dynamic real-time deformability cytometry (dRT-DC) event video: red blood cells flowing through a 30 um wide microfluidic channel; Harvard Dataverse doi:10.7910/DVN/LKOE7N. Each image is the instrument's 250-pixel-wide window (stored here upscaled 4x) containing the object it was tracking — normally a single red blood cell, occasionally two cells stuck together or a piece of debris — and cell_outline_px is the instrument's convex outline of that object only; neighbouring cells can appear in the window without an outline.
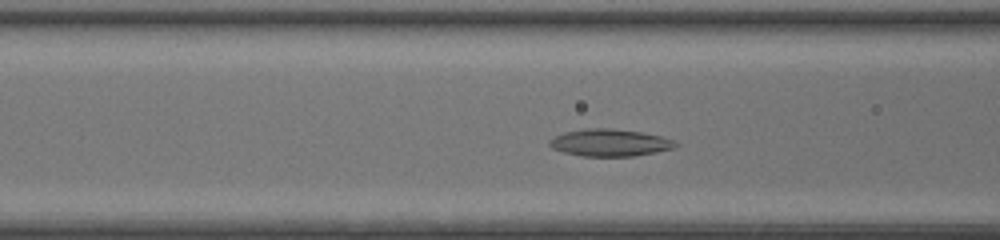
{"species": "common noctule bat (a hibernating species)", "species_latin": "Nyctalus noctula", "temperature_condition": "room temperature", "stored_images_in_passage": 40, "camera_frame_rate_fps": 3000, "um_per_image_px": 0.085, "animal": {"sex": "female", "body_mass_g": 20.0, "forearm_length_mm": 54.0}, "frame": {"image": 1, "passage_image": 12, "time_ms": 3.667, "image_size_px": [1000, 240], "cell_outline_px": [[680, 144], [672, 148], [656, 152], [632, 156], [580, 156], [564, 152], [552, 148], [548, 144], [548, 140], [564, 132], [584, 128], [612, 128], [640, 132], [660, 136], [672, 140]], "centroid_in_image_um": [51.8, 12.12], "position_along_channel_um": 114.8, "area_um2": 19.88}}
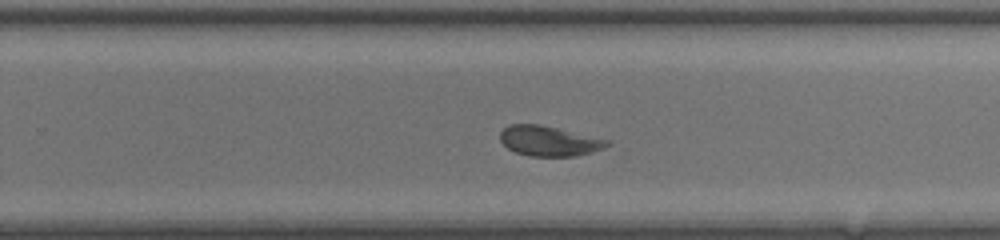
{"frame": {"image": 2, "passage_image": 24, "time_ms": 7.667, "image_size_px": [1000, 240], "cell_outline_px": [[612, 144], [604, 148], [592, 152], [576, 156], [528, 156], [516, 152], [508, 148], [500, 140], [500, 132], [508, 124], [540, 124], [608, 140]], "centroid_in_image_um": [46.66, 11.98], "position_along_channel_um": 283.1, "area_um2": 18.67}}
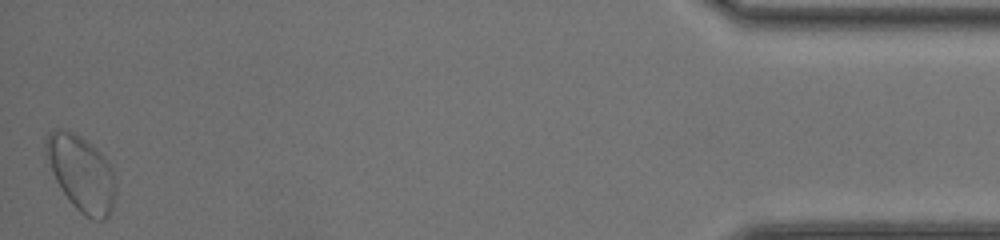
{"frame": {"image": 3, "passage_image": 40, "time_ms": 13.0, "image_size_px": [1000, 240], "cell_outline_px": [[116, 192], [112, 208], [108, 216], [104, 220], [100, 220], [84, 216], [72, 204], [56, 180], [44, 156], [44, 140], [48, 132], [56, 128], [72, 132], [80, 136], [96, 148], [104, 156], [112, 172], [116, 188]], "centroid_in_image_um": [6.88, 14.71], "position_along_channel_um": 428.3, "area_um2": 30.63}, "authors_computed_cell_mechanics": {"area_um2": 19.6231, "velocity_mm_per_s": 4.2276, "shape_relaxation_time_tau1_ms": 5.0869, "shape_relaxation_time_tau2_ms": 2.4178, "deformation_change_tau1": 0.1223, "deformation_change_tau2": 0.0713}}